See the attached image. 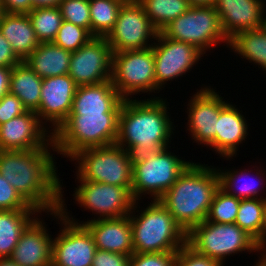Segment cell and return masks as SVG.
Listing matches in <instances>:
<instances>
[{"mask_svg":"<svg viewBox=\"0 0 266 266\" xmlns=\"http://www.w3.org/2000/svg\"><path fill=\"white\" fill-rule=\"evenodd\" d=\"M176 266H222L217 260L199 254L187 243L177 252Z\"/></svg>","mask_w":266,"mask_h":266,"instance_id":"obj_39","label":"cell"},{"mask_svg":"<svg viewBox=\"0 0 266 266\" xmlns=\"http://www.w3.org/2000/svg\"><path fill=\"white\" fill-rule=\"evenodd\" d=\"M266 199L240 200L235 224L257 241L261 236Z\"/></svg>","mask_w":266,"mask_h":266,"instance_id":"obj_32","label":"cell"},{"mask_svg":"<svg viewBox=\"0 0 266 266\" xmlns=\"http://www.w3.org/2000/svg\"><path fill=\"white\" fill-rule=\"evenodd\" d=\"M46 226L39 215L27 225L10 256L15 263L19 266H51L53 238Z\"/></svg>","mask_w":266,"mask_h":266,"instance_id":"obj_20","label":"cell"},{"mask_svg":"<svg viewBox=\"0 0 266 266\" xmlns=\"http://www.w3.org/2000/svg\"><path fill=\"white\" fill-rule=\"evenodd\" d=\"M190 6H214L216 0H187Z\"/></svg>","mask_w":266,"mask_h":266,"instance_id":"obj_47","label":"cell"},{"mask_svg":"<svg viewBox=\"0 0 266 266\" xmlns=\"http://www.w3.org/2000/svg\"><path fill=\"white\" fill-rule=\"evenodd\" d=\"M240 199L226 193L220 187L214 194L206 221L221 224L235 223Z\"/></svg>","mask_w":266,"mask_h":266,"instance_id":"obj_34","label":"cell"},{"mask_svg":"<svg viewBox=\"0 0 266 266\" xmlns=\"http://www.w3.org/2000/svg\"><path fill=\"white\" fill-rule=\"evenodd\" d=\"M187 107V131L198 145H208L216 136L219 110L226 103L210 86H203L189 99Z\"/></svg>","mask_w":266,"mask_h":266,"instance_id":"obj_17","label":"cell"},{"mask_svg":"<svg viewBox=\"0 0 266 266\" xmlns=\"http://www.w3.org/2000/svg\"><path fill=\"white\" fill-rule=\"evenodd\" d=\"M170 147L133 157L131 194L135 201L148 194L159 200L192 161L175 155ZM181 158V159H180Z\"/></svg>","mask_w":266,"mask_h":266,"instance_id":"obj_6","label":"cell"},{"mask_svg":"<svg viewBox=\"0 0 266 266\" xmlns=\"http://www.w3.org/2000/svg\"><path fill=\"white\" fill-rule=\"evenodd\" d=\"M122 99L111 80L78 86L69 115L109 113Z\"/></svg>","mask_w":266,"mask_h":266,"instance_id":"obj_23","label":"cell"},{"mask_svg":"<svg viewBox=\"0 0 266 266\" xmlns=\"http://www.w3.org/2000/svg\"><path fill=\"white\" fill-rule=\"evenodd\" d=\"M0 210H37L0 174Z\"/></svg>","mask_w":266,"mask_h":266,"instance_id":"obj_37","label":"cell"},{"mask_svg":"<svg viewBox=\"0 0 266 266\" xmlns=\"http://www.w3.org/2000/svg\"><path fill=\"white\" fill-rule=\"evenodd\" d=\"M3 13H4V11H3V8H2L1 2H0V19H1L2 15H3Z\"/></svg>","mask_w":266,"mask_h":266,"instance_id":"obj_51","label":"cell"},{"mask_svg":"<svg viewBox=\"0 0 266 266\" xmlns=\"http://www.w3.org/2000/svg\"><path fill=\"white\" fill-rule=\"evenodd\" d=\"M62 0H31L32 10L35 8L59 7Z\"/></svg>","mask_w":266,"mask_h":266,"instance_id":"obj_46","label":"cell"},{"mask_svg":"<svg viewBox=\"0 0 266 266\" xmlns=\"http://www.w3.org/2000/svg\"><path fill=\"white\" fill-rule=\"evenodd\" d=\"M155 60L152 47L113 52L111 82L123 99L156 93Z\"/></svg>","mask_w":266,"mask_h":266,"instance_id":"obj_10","label":"cell"},{"mask_svg":"<svg viewBox=\"0 0 266 266\" xmlns=\"http://www.w3.org/2000/svg\"><path fill=\"white\" fill-rule=\"evenodd\" d=\"M0 266H19L10 257L0 258Z\"/></svg>","mask_w":266,"mask_h":266,"instance_id":"obj_48","label":"cell"},{"mask_svg":"<svg viewBox=\"0 0 266 266\" xmlns=\"http://www.w3.org/2000/svg\"><path fill=\"white\" fill-rule=\"evenodd\" d=\"M177 252L134 253L129 266H176Z\"/></svg>","mask_w":266,"mask_h":266,"instance_id":"obj_38","label":"cell"},{"mask_svg":"<svg viewBox=\"0 0 266 266\" xmlns=\"http://www.w3.org/2000/svg\"><path fill=\"white\" fill-rule=\"evenodd\" d=\"M93 36L85 29L63 20L53 43L74 52L85 45Z\"/></svg>","mask_w":266,"mask_h":266,"instance_id":"obj_35","label":"cell"},{"mask_svg":"<svg viewBox=\"0 0 266 266\" xmlns=\"http://www.w3.org/2000/svg\"><path fill=\"white\" fill-rule=\"evenodd\" d=\"M28 16L39 42H53L63 22L59 7L35 8Z\"/></svg>","mask_w":266,"mask_h":266,"instance_id":"obj_33","label":"cell"},{"mask_svg":"<svg viewBox=\"0 0 266 266\" xmlns=\"http://www.w3.org/2000/svg\"><path fill=\"white\" fill-rule=\"evenodd\" d=\"M160 32L171 21L184 14L190 7L187 0H137Z\"/></svg>","mask_w":266,"mask_h":266,"instance_id":"obj_31","label":"cell"},{"mask_svg":"<svg viewBox=\"0 0 266 266\" xmlns=\"http://www.w3.org/2000/svg\"><path fill=\"white\" fill-rule=\"evenodd\" d=\"M161 32L173 40L194 45L204 54L221 42L229 48V40L222 30L220 17L214 6H190Z\"/></svg>","mask_w":266,"mask_h":266,"instance_id":"obj_9","label":"cell"},{"mask_svg":"<svg viewBox=\"0 0 266 266\" xmlns=\"http://www.w3.org/2000/svg\"><path fill=\"white\" fill-rule=\"evenodd\" d=\"M52 141V132L35 111L27 110L0 125V150H34L45 148Z\"/></svg>","mask_w":266,"mask_h":266,"instance_id":"obj_19","label":"cell"},{"mask_svg":"<svg viewBox=\"0 0 266 266\" xmlns=\"http://www.w3.org/2000/svg\"><path fill=\"white\" fill-rule=\"evenodd\" d=\"M59 9L63 20L85 28L91 34L89 0H62Z\"/></svg>","mask_w":266,"mask_h":266,"instance_id":"obj_36","label":"cell"},{"mask_svg":"<svg viewBox=\"0 0 266 266\" xmlns=\"http://www.w3.org/2000/svg\"><path fill=\"white\" fill-rule=\"evenodd\" d=\"M38 210H0V258L10 257L23 230Z\"/></svg>","mask_w":266,"mask_h":266,"instance_id":"obj_28","label":"cell"},{"mask_svg":"<svg viewBox=\"0 0 266 266\" xmlns=\"http://www.w3.org/2000/svg\"><path fill=\"white\" fill-rule=\"evenodd\" d=\"M27 109L22 105L21 100L8 92L0 99V125L25 113Z\"/></svg>","mask_w":266,"mask_h":266,"instance_id":"obj_40","label":"cell"},{"mask_svg":"<svg viewBox=\"0 0 266 266\" xmlns=\"http://www.w3.org/2000/svg\"><path fill=\"white\" fill-rule=\"evenodd\" d=\"M0 32L22 61L40 44L28 14L4 12L0 19Z\"/></svg>","mask_w":266,"mask_h":266,"instance_id":"obj_24","label":"cell"},{"mask_svg":"<svg viewBox=\"0 0 266 266\" xmlns=\"http://www.w3.org/2000/svg\"><path fill=\"white\" fill-rule=\"evenodd\" d=\"M256 168H257L255 170L256 173L255 171L254 172L252 171V168L250 171L249 169L246 168L242 170L241 169L221 170L220 168L219 169L216 168L219 177V187L222 190H224L226 193L233 195L240 200L266 199V194L265 197L261 195L262 191L264 190V187L260 188L261 185L263 186L264 184L263 182H265L264 180H266V174H265L266 171L265 169L264 171L262 169H259L257 166ZM251 172L253 174L255 173V175L253 174L250 175ZM253 176L257 177V179L254 178ZM254 179L258 181H255ZM257 183H260L261 185ZM259 191L261 192L260 194Z\"/></svg>","mask_w":266,"mask_h":266,"instance_id":"obj_25","label":"cell"},{"mask_svg":"<svg viewBox=\"0 0 266 266\" xmlns=\"http://www.w3.org/2000/svg\"><path fill=\"white\" fill-rule=\"evenodd\" d=\"M158 33L143 6L137 0H130L121 7L118 18L105 39L113 52L142 50L153 46Z\"/></svg>","mask_w":266,"mask_h":266,"instance_id":"obj_11","label":"cell"},{"mask_svg":"<svg viewBox=\"0 0 266 266\" xmlns=\"http://www.w3.org/2000/svg\"><path fill=\"white\" fill-rule=\"evenodd\" d=\"M228 101L219 110V118L216 126V136L208 145L210 149L220 157L230 160L237 155L238 146L247 139L248 121L242 114V110Z\"/></svg>","mask_w":266,"mask_h":266,"instance_id":"obj_22","label":"cell"},{"mask_svg":"<svg viewBox=\"0 0 266 266\" xmlns=\"http://www.w3.org/2000/svg\"><path fill=\"white\" fill-rule=\"evenodd\" d=\"M51 149L56 151L53 141L34 150H0V174L41 213L58 210L61 204L63 182Z\"/></svg>","mask_w":266,"mask_h":266,"instance_id":"obj_1","label":"cell"},{"mask_svg":"<svg viewBox=\"0 0 266 266\" xmlns=\"http://www.w3.org/2000/svg\"><path fill=\"white\" fill-rule=\"evenodd\" d=\"M187 244L199 254L225 265L227 256L245 252L258 253L256 241L235 223L203 221L187 233Z\"/></svg>","mask_w":266,"mask_h":266,"instance_id":"obj_8","label":"cell"},{"mask_svg":"<svg viewBox=\"0 0 266 266\" xmlns=\"http://www.w3.org/2000/svg\"><path fill=\"white\" fill-rule=\"evenodd\" d=\"M43 79L25 61L11 70L9 92L17 96L22 105L31 111L39 108Z\"/></svg>","mask_w":266,"mask_h":266,"instance_id":"obj_27","label":"cell"},{"mask_svg":"<svg viewBox=\"0 0 266 266\" xmlns=\"http://www.w3.org/2000/svg\"><path fill=\"white\" fill-rule=\"evenodd\" d=\"M11 70L0 66V99L9 92Z\"/></svg>","mask_w":266,"mask_h":266,"instance_id":"obj_44","label":"cell"},{"mask_svg":"<svg viewBox=\"0 0 266 266\" xmlns=\"http://www.w3.org/2000/svg\"><path fill=\"white\" fill-rule=\"evenodd\" d=\"M214 7L228 40L240 32L263 27L264 0H216Z\"/></svg>","mask_w":266,"mask_h":266,"instance_id":"obj_21","label":"cell"},{"mask_svg":"<svg viewBox=\"0 0 266 266\" xmlns=\"http://www.w3.org/2000/svg\"><path fill=\"white\" fill-rule=\"evenodd\" d=\"M113 50L105 37H93L72 52L68 75L77 86L108 81L112 72Z\"/></svg>","mask_w":266,"mask_h":266,"instance_id":"obj_15","label":"cell"},{"mask_svg":"<svg viewBox=\"0 0 266 266\" xmlns=\"http://www.w3.org/2000/svg\"><path fill=\"white\" fill-rule=\"evenodd\" d=\"M74 190V200L86 210L96 214V219L120 218L129 215L134 199L131 187L115 186L101 182L81 180ZM98 215V216H97Z\"/></svg>","mask_w":266,"mask_h":266,"instance_id":"obj_13","label":"cell"},{"mask_svg":"<svg viewBox=\"0 0 266 266\" xmlns=\"http://www.w3.org/2000/svg\"><path fill=\"white\" fill-rule=\"evenodd\" d=\"M126 0H89L91 35L106 37Z\"/></svg>","mask_w":266,"mask_h":266,"instance_id":"obj_30","label":"cell"},{"mask_svg":"<svg viewBox=\"0 0 266 266\" xmlns=\"http://www.w3.org/2000/svg\"><path fill=\"white\" fill-rule=\"evenodd\" d=\"M153 96L147 100L124 99L122 103L115 144L132 157L171 147L175 125L169 117L167 98Z\"/></svg>","mask_w":266,"mask_h":266,"instance_id":"obj_2","label":"cell"},{"mask_svg":"<svg viewBox=\"0 0 266 266\" xmlns=\"http://www.w3.org/2000/svg\"><path fill=\"white\" fill-rule=\"evenodd\" d=\"M259 254H266V209L260 238L256 241Z\"/></svg>","mask_w":266,"mask_h":266,"instance_id":"obj_45","label":"cell"},{"mask_svg":"<svg viewBox=\"0 0 266 266\" xmlns=\"http://www.w3.org/2000/svg\"><path fill=\"white\" fill-rule=\"evenodd\" d=\"M5 13L28 14L32 10L31 0H0Z\"/></svg>","mask_w":266,"mask_h":266,"instance_id":"obj_43","label":"cell"},{"mask_svg":"<svg viewBox=\"0 0 266 266\" xmlns=\"http://www.w3.org/2000/svg\"><path fill=\"white\" fill-rule=\"evenodd\" d=\"M218 188L219 177L216 167L192 161L159 202L188 233L206 220Z\"/></svg>","mask_w":266,"mask_h":266,"instance_id":"obj_3","label":"cell"},{"mask_svg":"<svg viewBox=\"0 0 266 266\" xmlns=\"http://www.w3.org/2000/svg\"><path fill=\"white\" fill-rule=\"evenodd\" d=\"M259 258V260H256V261H258V262H256V266H266V254H261L260 253V256H258ZM254 265V266H255Z\"/></svg>","mask_w":266,"mask_h":266,"instance_id":"obj_49","label":"cell"},{"mask_svg":"<svg viewBox=\"0 0 266 266\" xmlns=\"http://www.w3.org/2000/svg\"><path fill=\"white\" fill-rule=\"evenodd\" d=\"M123 101L109 113L69 115L53 133L55 152L63 158H71L85 148L114 145Z\"/></svg>","mask_w":266,"mask_h":266,"instance_id":"obj_5","label":"cell"},{"mask_svg":"<svg viewBox=\"0 0 266 266\" xmlns=\"http://www.w3.org/2000/svg\"><path fill=\"white\" fill-rule=\"evenodd\" d=\"M77 87L68 74L43 79L40 104L35 113L48 129L52 128V134L71 113Z\"/></svg>","mask_w":266,"mask_h":266,"instance_id":"obj_18","label":"cell"},{"mask_svg":"<svg viewBox=\"0 0 266 266\" xmlns=\"http://www.w3.org/2000/svg\"><path fill=\"white\" fill-rule=\"evenodd\" d=\"M266 0H264V10H263V26L266 28Z\"/></svg>","mask_w":266,"mask_h":266,"instance_id":"obj_50","label":"cell"},{"mask_svg":"<svg viewBox=\"0 0 266 266\" xmlns=\"http://www.w3.org/2000/svg\"><path fill=\"white\" fill-rule=\"evenodd\" d=\"M156 41V42H155ZM152 49L155 60L156 92L159 93L165 84L178 77H183L192 70L204 55L197 47L158 33Z\"/></svg>","mask_w":266,"mask_h":266,"instance_id":"obj_14","label":"cell"},{"mask_svg":"<svg viewBox=\"0 0 266 266\" xmlns=\"http://www.w3.org/2000/svg\"><path fill=\"white\" fill-rule=\"evenodd\" d=\"M230 50L266 72V28L247 30L229 40Z\"/></svg>","mask_w":266,"mask_h":266,"instance_id":"obj_29","label":"cell"},{"mask_svg":"<svg viewBox=\"0 0 266 266\" xmlns=\"http://www.w3.org/2000/svg\"><path fill=\"white\" fill-rule=\"evenodd\" d=\"M132 255L96 250L91 266H129Z\"/></svg>","mask_w":266,"mask_h":266,"instance_id":"obj_41","label":"cell"},{"mask_svg":"<svg viewBox=\"0 0 266 266\" xmlns=\"http://www.w3.org/2000/svg\"><path fill=\"white\" fill-rule=\"evenodd\" d=\"M72 52L53 42L40 43L24 60L42 79L68 74Z\"/></svg>","mask_w":266,"mask_h":266,"instance_id":"obj_26","label":"cell"},{"mask_svg":"<svg viewBox=\"0 0 266 266\" xmlns=\"http://www.w3.org/2000/svg\"><path fill=\"white\" fill-rule=\"evenodd\" d=\"M21 62L22 60L16 55L8 40L0 32V66L13 68Z\"/></svg>","mask_w":266,"mask_h":266,"instance_id":"obj_42","label":"cell"},{"mask_svg":"<svg viewBox=\"0 0 266 266\" xmlns=\"http://www.w3.org/2000/svg\"><path fill=\"white\" fill-rule=\"evenodd\" d=\"M62 225L52 240L51 266H91L97 250L92 234L81 224L68 221L60 209L51 211Z\"/></svg>","mask_w":266,"mask_h":266,"instance_id":"obj_12","label":"cell"},{"mask_svg":"<svg viewBox=\"0 0 266 266\" xmlns=\"http://www.w3.org/2000/svg\"><path fill=\"white\" fill-rule=\"evenodd\" d=\"M61 188V214L70 222L84 225L92 234L98 250L133 255V238L129 215L120 218L79 221L68 212ZM71 216V217H70ZM77 220V221H76ZM79 221V222H78Z\"/></svg>","mask_w":266,"mask_h":266,"instance_id":"obj_16","label":"cell"},{"mask_svg":"<svg viewBox=\"0 0 266 266\" xmlns=\"http://www.w3.org/2000/svg\"><path fill=\"white\" fill-rule=\"evenodd\" d=\"M138 204L134 201L129 213L134 253L178 252L187 243V233L159 200L141 212Z\"/></svg>","mask_w":266,"mask_h":266,"instance_id":"obj_4","label":"cell"},{"mask_svg":"<svg viewBox=\"0 0 266 266\" xmlns=\"http://www.w3.org/2000/svg\"><path fill=\"white\" fill-rule=\"evenodd\" d=\"M69 160L77 162L75 174L81 180L132 187L133 157L116 144L82 149Z\"/></svg>","mask_w":266,"mask_h":266,"instance_id":"obj_7","label":"cell"}]
</instances>
